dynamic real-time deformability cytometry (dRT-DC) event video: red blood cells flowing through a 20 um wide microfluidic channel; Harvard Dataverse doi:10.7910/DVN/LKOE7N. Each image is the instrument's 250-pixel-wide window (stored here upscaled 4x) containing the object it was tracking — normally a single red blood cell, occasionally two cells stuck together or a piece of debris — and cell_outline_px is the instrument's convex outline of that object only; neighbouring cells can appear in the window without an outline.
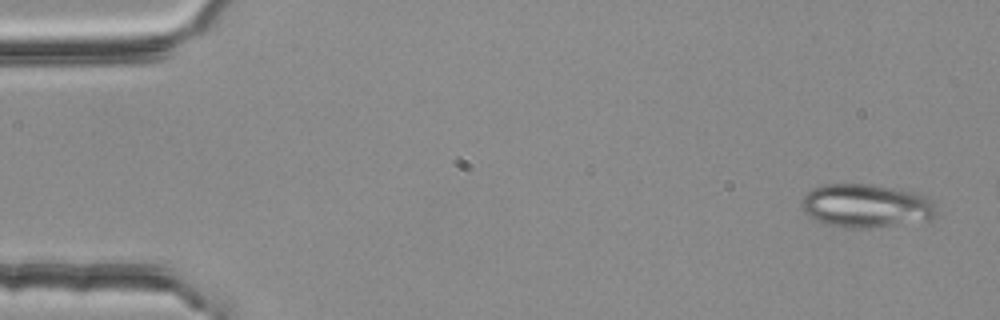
{"species": "common noctule bat (a hibernating species)", "species_latin": "Nyctalus noctula", "temperature_condition": "room temperature", "stored_images_in_passage": 4, "camera_frame_rate_fps": 3000, "um_per_image_px": 0.085, "animal": {"sex": "female", "body_mass_g": 25.1}, "frame": {"image": 1, "passage_image": 1, "time_ms": 0.0, "image_size_px": [1000, 320], "cell_outline_px": [[936, 216], [932, 220], [872, 228], [844, 228], [824, 224], [812, 220], [800, 208], [800, 200], [812, 188], [824, 184], [872, 184], [916, 192], [928, 196], [936, 208]], "centroid_in_image_um": [73.6, 17.51], "position_along_channel_um": 11.4, "area_um2": 34.97}}